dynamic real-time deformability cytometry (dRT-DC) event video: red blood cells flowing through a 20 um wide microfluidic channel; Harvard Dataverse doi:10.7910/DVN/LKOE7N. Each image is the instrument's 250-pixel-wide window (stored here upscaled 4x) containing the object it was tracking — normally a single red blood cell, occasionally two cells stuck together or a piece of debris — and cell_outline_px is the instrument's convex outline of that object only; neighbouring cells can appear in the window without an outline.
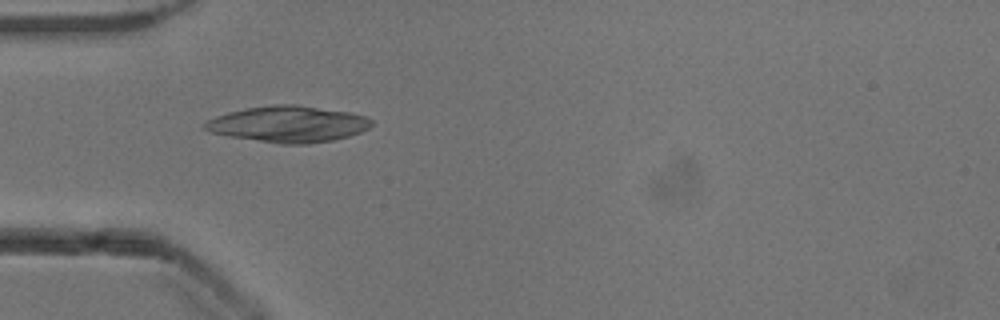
{"species": "common noctule bat (a hibernating species)", "species_latin": "Nyctalus noctula", "temperature_condition": "cold", "stored_images_in_passage": 26, "camera_frame_rate_fps": 3000, "um_per_image_px": 0.085, "animal": {"sex": "male", "body_mass_g": 13.3}, "frame": {"image": 1, "passage_image": 5, "time_ms": 1.333, "image_size_px": [1000, 320], "cell_outline_px": [[372, 124], [368, 128], [360, 132], [348, 136], [332, 140], [308, 144], [280, 144], [228, 136], [208, 132], [200, 128], [208, 120], [216, 116], [228, 112], [244, 108], [272, 104], [296, 104], [348, 112], [364, 116], [372, 120]], "centroid_in_image_um": [24.44, 10.55], "position_along_channel_um": 60.6, "area_um2": 35.32}}
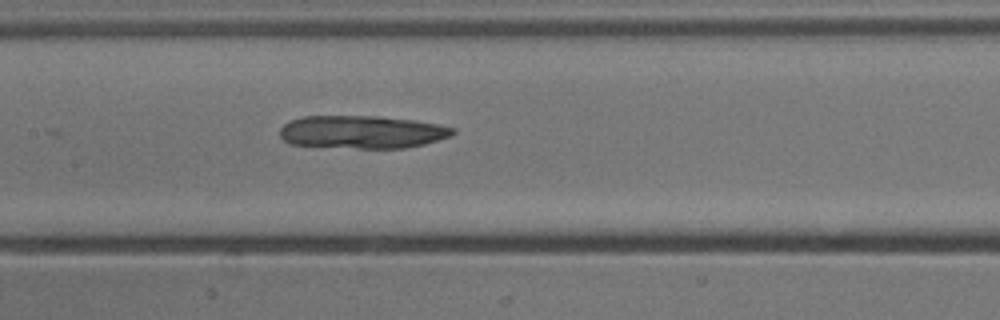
{"frame": {"image": 2, "passage_image": 14, "time_ms": 4.333, "image_size_px": [1000, 320], "cell_outline_px": [[456, 132], [452, 136], [424, 144], [404, 148], [360, 148], [292, 144], [284, 140], [280, 136], [280, 128], [284, 124], [292, 120], [304, 116], [380, 116], [412, 120], [436, 124], [456, 128]], "centroid_in_image_um": [30.81, 11.21], "position_along_channel_um": 176.6, "area_um2": 33.0}}
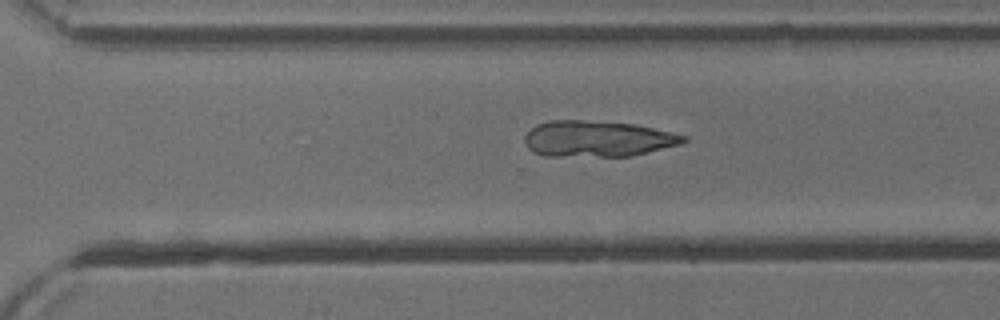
{"frame": {"image": 3, "passage_image": 25, "time_ms": 8.0, "image_size_px": [1000, 320], "cell_outline_px": [[688, 140], [680, 144], [632, 156], [544, 156], [532, 152], [524, 144], [524, 136], [536, 124], [548, 120], [584, 120], [636, 124], [688, 136]], "centroid_in_image_um": [50.76, 11.79], "position_along_channel_um": 319.8, "area_um2": 33.58}}